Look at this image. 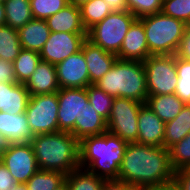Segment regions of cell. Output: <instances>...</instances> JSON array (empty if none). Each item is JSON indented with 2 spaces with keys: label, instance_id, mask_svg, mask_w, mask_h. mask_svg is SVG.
Returning <instances> with one entry per match:
<instances>
[{
  "label": "cell",
  "instance_id": "6da1fadb",
  "mask_svg": "<svg viewBox=\"0 0 190 190\" xmlns=\"http://www.w3.org/2000/svg\"><path fill=\"white\" fill-rule=\"evenodd\" d=\"M169 149L128 143L120 165L118 181L141 189L173 181Z\"/></svg>",
  "mask_w": 190,
  "mask_h": 190
},
{
  "label": "cell",
  "instance_id": "7a4b0ae2",
  "mask_svg": "<svg viewBox=\"0 0 190 190\" xmlns=\"http://www.w3.org/2000/svg\"><path fill=\"white\" fill-rule=\"evenodd\" d=\"M127 144L109 132L83 138L79 141L80 167L106 181L118 180Z\"/></svg>",
  "mask_w": 190,
  "mask_h": 190
},
{
  "label": "cell",
  "instance_id": "3957f363",
  "mask_svg": "<svg viewBox=\"0 0 190 190\" xmlns=\"http://www.w3.org/2000/svg\"><path fill=\"white\" fill-rule=\"evenodd\" d=\"M39 170L68 175L80 167L79 141L68 132L40 134L30 141Z\"/></svg>",
  "mask_w": 190,
  "mask_h": 190
},
{
  "label": "cell",
  "instance_id": "277c9868",
  "mask_svg": "<svg viewBox=\"0 0 190 190\" xmlns=\"http://www.w3.org/2000/svg\"><path fill=\"white\" fill-rule=\"evenodd\" d=\"M94 85L114 98H130L146 104L148 91L143 61L116 59Z\"/></svg>",
  "mask_w": 190,
  "mask_h": 190
},
{
  "label": "cell",
  "instance_id": "5b68a950",
  "mask_svg": "<svg viewBox=\"0 0 190 190\" xmlns=\"http://www.w3.org/2000/svg\"><path fill=\"white\" fill-rule=\"evenodd\" d=\"M151 55H175L186 29L185 22L162 12L139 18Z\"/></svg>",
  "mask_w": 190,
  "mask_h": 190
},
{
  "label": "cell",
  "instance_id": "8992f818",
  "mask_svg": "<svg viewBox=\"0 0 190 190\" xmlns=\"http://www.w3.org/2000/svg\"><path fill=\"white\" fill-rule=\"evenodd\" d=\"M136 19L129 11L112 12L88 30L87 39L103 50L117 55Z\"/></svg>",
  "mask_w": 190,
  "mask_h": 190
},
{
  "label": "cell",
  "instance_id": "52a82bcc",
  "mask_svg": "<svg viewBox=\"0 0 190 190\" xmlns=\"http://www.w3.org/2000/svg\"><path fill=\"white\" fill-rule=\"evenodd\" d=\"M143 66L148 96L175 93L178 82L176 55H150Z\"/></svg>",
  "mask_w": 190,
  "mask_h": 190
},
{
  "label": "cell",
  "instance_id": "ba28073f",
  "mask_svg": "<svg viewBox=\"0 0 190 190\" xmlns=\"http://www.w3.org/2000/svg\"><path fill=\"white\" fill-rule=\"evenodd\" d=\"M57 93L30 96L26 117L33 136L59 132Z\"/></svg>",
  "mask_w": 190,
  "mask_h": 190
},
{
  "label": "cell",
  "instance_id": "9c48e42d",
  "mask_svg": "<svg viewBox=\"0 0 190 190\" xmlns=\"http://www.w3.org/2000/svg\"><path fill=\"white\" fill-rule=\"evenodd\" d=\"M143 103L130 98H114L107 120V132L126 143H137L138 113Z\"/></svg>",
  "mask_w": 190,
  "mask_h": 190
},
{
  "label": "cell",
  "instance_id": "30bf717a",
  "mask_svg": "<svg viewBox=\"0 0 190 190\" xmlns=\"http://www.w3.org/2000/svg\"><path fill=\"white\" fill-rule=\"evenodd\" d=\"M0 160L17 183H26L39 170L30 142L8 144Z\"/></svg>",
  "mask_w": 190,
  "mask_h": 190
},
{
  "label": "cell",
  "instance_id": "8fae6325",
  "mask_svg": "<svg viewBox=\"0 0 190 190\" xmlns=\"http://www.w3.org/2000/svg\"><path fill=\"white\" fill-rule=\"evenodd\" d=\"M57 97L59 131L71 133L75 120H79L81 113L89 105L87 88H62L57 92Z\"/></svg>",
  "mask_w": 190,
  "mask_h": 190
},
{
  "label": "cell",
  "instance_id": "7c38bea8",
  "mask_svg": "<svg viewBox=\"0 0 190 190\" xmlns=\"http://www.w3.org/2000/svg\"><path fill=\"white\" fill-rule=\"evenodd\" d=\"M86 39L87 34L51 32L39 53L41 60L56 66L70 55L80 51Z\"/></svg>",
  "mask_w": 190,
  "mask_h": 190
},
{
  "label": "cell",
  "instance_id": "4fadbf2b",
  "mask_svg": "<svg viewBox=\"0 0 190 190\" xmlns=\"http://www.w3.org/2000/svg\"><path fill=\"white\" fill-rule=\"evenodd\" d=\"M56 71L60 89L87 88L90 85L87 62L82 49L58 63Z\"/></svg>",
  "mask_w": 190,
  "mask_h": 190
},
{
  "label": "cell",
  "instance_id": "5bb4252c",
  "mask_svg": "<svg viewBox=\"0 0 190 190\" xmlns=\"http://www.w3.org/2000/svg\"><path fill=\"white\" fill-rule=\"evenodd\" d=\"M165 123L146 105L138 113L137 143L164 147Z\"/></svg>",
  "mask_w": 190,
  "mask_h": 190
},
{
  "label": "cell",
  "instance_id": "9a60e30c",
  "mask_svg": "<svg viewBox=\"0 0 190 190\" xmlns=\"http://www.w3.org/2000/svg\"><path fill=\"white\" fill-rule=\"evenodd\" d=\"M150 55L144 25L139 19H136L122 42L117 58L145 61Z\"/></svg>",
  "mask_w": 190,
  "mask_h": 190
},
{
  "label": "cell",
  "instance_id": "2e32d148",
  "mask_svg": "<svg viewBox=\"0 0 190 190\" xmlns=\"http://www.w3.org/2000/svg\"><path fill=\"white\" fill-rule=\"evenodd\" d=\"M81 49L87 62L90 85L97 83L113 66L117 55L103 50L86 39Z\"/></svg>",
  "mask_w": 190,
  "mask_h": 190
},
{
  "label": "cell",
  "instance_id": "e0dca14e",
  "mask_svg": "<svg viewBox=\"0 0 190 190\" xmlns=\"http://www.w3.org/2000/svg\"><path fill=\"white\" fill-rule=\"evenodd\" d=\"M24 85L30 96L57 93L60 87L57 80L56 66L41 60Z\"/></svg>",
  "mask_w": 190,
  "mask_h": 190
},
{
  "label": "cell",
  "instance_id": "ac0fdd59",
  "mask_svg": "<svg viewBox=\"0 0 190 190\" xmlns=\"http://www.w3.org/2000/svg\"><path fill=\"white\" fill-rule=\"evenodd\" d=\"M0 134L8 144L30 142L33 137L25 113L14 115L0 111Z\"/></svg>",
  "mask_w": 190,
  "mask_h": 190
},
{
  "label": "cell",
  "instance_id": "d6986e66",
  "mask_svg": "<svg viewBox=\"0 0 190 190\" xmlns=\"http://www.w3.org/2000/svg\"><path fill=\"white\" fill-rule=\"evenodd\" d=\"M51 32L88 34L83 25L79 6L69 3L46 20Z\"/></svg>",
  "mask_w": 190,
  "mask_h": 190
},
{
  "label": "cell",
  "instance_id": "ffe728a7",
  "mask_svg": "<svg viewBox=\"0 0 190 190\" xmlns=\"http://www.w3.org/2000/svg\"><path fill=\"white\" fill-rule=\"evenodd\" d=\"M29 92L24 84L0 83V111L11 114L25 113Z\"/></svg>",
  "mask_w": 190,
  "mask_h": 190
},
{
  "label": "cell",
  "instance_id": "44dd1931",
  "mask_svg": "<svg viewBox=\"0 0 190 190\" xmlns=\"http://www.w3.org/2000/svg\"><path fill=\"white\" fill-rule=\"evenodd\" d=\"M50 29L45 20L32 19L18 29L22 49L39 52L50 36Z\"/></svg>",
  "mask_w": 190,
  "mask_h": 190
},
{
  "label": "cell",
  "instance_id": "7402d4cb",
  "mask_svg": "<svg viewBox=\"0 0 190 190\" xmlns=\"http://www.w3.org/2000/svg\"><path fill=\"white\" fill-rule=\"evenodd\" d=\"M107 132V120L99 115L89 103L81 113L79 120H75L71 134L81 141L83 138L101 135Z\"/></svg>",
  "mask_w": 190,
  "mask_h": 190
},
{
  "label": "cell",
  "instance_id": "603a6c76",
  "mask_svg": "<svg viewBox=\"0 0 190 190\" xmlns=\"http://www.w3.org/2000/svg\"><path fill=\"white\" fill-rule=\"evenodd\" d=\"M146 105L164 123L173 120L185 106L175 94L148 96Z\"/></svg>",
  "mask_w": 190,
  "mask_h": 190
},
{
  "label": "cell",
  "instance_id": "cb8c5ba5",
  "mask_svg": "<svg viewBox=\"0 0 190 190\" xmlns=\"http://www.w3.org/2000/svg\"><path fill=\"white\" fill-rule=\"evenodd\" d=\"M164 147L169 149L190 133V104L185 105L181 112L171 121L165 123Z\"/></svg>",
  "mask_w": 190,
  "mask_h": 190
},
{
  "label": "cell",
  "instance_id": "d4e9b609",
  "mask_svg": "<svg viewBox=\"0 0 190 190\" xmlns=\"http://www.w3.org/2000/svg\"><path fill=\"white\" fill-rule=\"evenodd\" d=\"M5 8V25L19 29L27 22L33 19L29 0H6Z\"/></svg>",
  "mask_w": 190,
  "mask_h": 190
},
{
  "label": "cell",
  "instance_id": "484cf974",
  "mask_svg": "<svg viewBox=\"0 0 190 190\" xmlns=\"http://www.w3.org/2000/svg\"><path fill=\"white\" fill-rule=\"evenodd\" d=\"M105 179L89 172L85 168H77L65 177L69 190H102Z\"/></svg>",
  "mask_w": 190,
  "mask_h": 190
},
{
  "label": "cell",
  "instance_id": "4316f807",
  "mask_svg": "<svg viewBox=\"0 0 190 190\" xmlns=\"http://www.w3.org/2000/svg\"><path fill=\"white\" fill-rule=\"evenodd\" d=\"M40 61L39 52L22 49L13 62L17 83L25 84Z\"/></svg>",
  "mask_w": 190,
  "mask_h": 190
},
{
  "label": "cell",
  "instance_id": "83f0119b",
  "mask_svg": "<svg viewBox=\"0 0 190 190\" xmlns=\"http://www.w3.org/2000/svg\"><path fill=\"white\" fill-rule=\"evenodd\" d=\"M21 50L18 30L7 25L0 26V58L13 63Z\"/></svg>",
  "mask_w": 190,
  "mask_h": 190
},
{
  "label": "cell",
  "instance_id": "f1b7e54d",
  "mask_svg": "<svg viewBox=\"0 0 190 190\" xmlns=\"http://www.w3.org/2000/svg\"><path fill=\"white\" fill-rule=\"evenodd\" d=\"M79 9L83 25L87 31L112 13L105 0H89L81 4Z\"/></svg>",
  "mask_w": 190,
  "mask_h": 190
},
{
  "label": "cell",
  "instance_id": "f546056e",
  "mask_svg": "<svg viewBox=\"0 0 190 190\" xmlns=\"http://www.w3.org/2000/svg\"><path fill=\"white\" fill-rule=\"evenodd\" d=\"M66 174L38 170L26 182L27 190H56L65 182Z\"/></svg>",
  "mask_w": 190,
  "mask_h": 190
},
{
  "label": "cell",
  "instance_id": "4dcf8cb0",
  "mask_svg": "<svg viewBox=\"0 0 190 190\" xmlns=\"http://www.w3.org/2000/svg\"><path fill=\"white\" fill-rule=\"evenodd\" d=\"M89 103L99 115L108 120L113 106L114 97L110 96L96 85L91 84L87 87Z\"/></svg>",
  "mask_w": 190,
  "mask_h": 190
},
{
  "label": "cell",
  "instance_id": "1f68e13d",
  "mask_svg": "<svg viewBox=\"0 0 190 190\" xmlns=\"http://www.w3.org/2000/svg\"><path fill=\"white\" fill-rule=\"evenodd\" d=\"M176 69L178 82L175 95L185 104H190V61L183 60L176 56Z\"/></svg>",
  "mask_w": 190,
  "mask_h": 190
},
{
  "label": "cell",
  "instance_id": "d6a6232c",
  "mask_svg": "<svg viewBox=\"0 0 190 190\" xmlns=\"http://www.w3.org/2000/svg\"><path fill=\"white\" fill-rule=\"evenodd\" d=\"M169 157L174 171L190 167V133L169 148Z\"/></svg>",
  "mask_w": 190,
  "mask_h": 190
},
{
  "label": "cell",
  "instance_id": "836d02e7",
  "mask_svg": "<svg viewBox=\"0 0 190 190\" xmlns=\"http://www.w3.org/2000/svg\"><path fill=\"white\" fill-rule=\"evenodd\" d=\"M33 19L46 20L66 5L69 0H29Z\"/></svg>",
  "mask_w": 190,
  "mask_h": 190
},
{
  "label": "cell",
  "instance_id": "e575fe53",
  "mask_svg": "<svg viewBox=\"0 0 190 190\" xmlns=\"http://www.w3.org/2000/svg\"><path fill=\"white\" fill-rule=\"evenodd\" d=\"M128 11L137 19L161 12L163 0H126Z\"/></svg>",
  "mask_w": 190,
  "mask_h": 190
},
{
  "label": "cell",
  "instance_id": "d590c367",
  "mask_svg": "<svg viewBox=\"0 0 190 190\" xmlns=\"http://www.w3.org/2000/svg\"><path fill=\"white\" fill-rule=\"evenodd\" d=\"M161 12L186 23L190 17V0H163Z\"/></svg>",
  "mask_w": 190,
  "mask_h": 190
},
{
  "label": "cell",
  "instance_id": "8d00e7d4",
  "mask_svg": "<svg viewBox=\"0 0 190 190\" xmlns=\"http://www.w3.org/2000/svg\"><path fill=\"white\" fill-rule=\"evenodd\" d=\"M0 83H17L12 62L0 58Z\"/></svg>",
  "mask_w": 190,
  "mask_h": 190
},
{
  "label": "cell",
  "instance_id": "74e56055",
  "mask_svg": "<svg viewBox=\"0 0 190 190\" xmlns=\"http://www.w3.org/2000/svg\"><path fill=\"white\" fill-rule=\"evenodd\" d=\"M173 181L179 190H190V167L174 171Z\"/></svg>",
  "mask_w": 190,
  "mask_h": 190
},
{
  "label": "cell",
  "instance_id": "f35d334b",
  "mask_svg": "<svg viewBox=\"0 0 190 190\" xmlns=\"http://www.w3.org/2000/svg\"><path fill=\"white\" fill-rule=\"evenodd\" d=\"M175 55L178 58L190 61V30L185 29L184 36L180 41L179 47Z\"/></svg>",
  "mask_w": 190,
  "mask_h": 190
},
{
  "label": "cell",
  "instance_id": "ab89813d",
  "mask_svg": "<svg viewBox=\"0 0 190 190\" xmlns=\"http://www.w3.org/2000/svg\"><path fill=\"white\" fill-rule=\"evenodd\" d=\"M16 183L12 174L0 160V190H10Z\"/></svg>",
  "mask_w": 190,
  "mask_h": 190
},
{
  "label": "cell",
  "instance_id": "60d3db41",
  "mask_svg": "<svg viewBox=\"0 0 190 190\" xmlns=\"http://www.w3.org/2000/svg\"><path fill=\"white\" fill-rule=\"evenodd\" d=\"M102 190H139L135 186L118 180L105 181Z\"/></svg>",
  "mask_w": 190,
  "mask_h": 190
},
{
  "label": "cell",
  "instance_id": "b9f144b4",
  "mask_svg": "<svg viewBox=\"0 0 190 190\" xmlns=\"http://www.w3.org/2000/svg\"><path fill=\"white\" fill-rule=\"evenodd\" d=\"M105 2L109 5L112 12L128 11L126 0H105Z\"/></svg>",
  "mask_w": 190,
  "mask_h": 190
},
{
  "label": "cell",
  "instance_id": "7bdbcfd3",
  "mask_svg": "<svg viewBox=\"0 0 190 190\" xmlns=\"http://www.w3.org/2000/svg\"><path fill=\"white\" fill-rule=\"evenodd\" d=\"M139 190H179V189L177 185L175 184V182L171 181V182L160 184V185L147 186Z\"/></svg>",
  "mask_w": 190,
  "mask_h": 190
},
{
  "label": "cell",
  "instance_id": "ee69618b",
  "mask_svg": "<svg viewBox=\"0 0 190 190\" xmlns=\"http://www.w3.org/2000/svg\"><path fill=\"white\" fill-rule=\"evenodd\" d=\"M6 15H5V8L4 3L0 2V26L5 25Z\"/></svg>",
  "mask_w": 190,
  "mask_h": 190
},
{
  "label": "cell",
  "instance_id": "f6af8a7d",
  "mask_svg": "<svg viewBox=\"0 0 190 190\" xmlns=\"http://www.w3.org/2000/svg\"><path fill=\"white\" fill-rule=\"evenodd\" d=\"M8 143L6 139L0 134V157L2 153L6 150Z\"/></svg>",
  "mask_w": 190,
  "mask_h": 190
},
{
  "label": "cell",
  "instance_id": "bcb514c9",
  "mask_svg": "<svg viewBox=\"0 0 190 190\" xmlns=\"http://www.w3.org/2000/svg\"><path fill=\"white\" fill-rule=\"evenodd\" d=\"M10 190H27L26 183H16L12 185Z\"/></svg>",
  "mask_w": 190,
  "mask_h": 190
},
{
  "label": "cell",
  "instance_id": "7dc6e473",
  "mask_svg": "<svg viewBox=\"0 0 190 190\" xmlns=\"http://www.w3.org/2000/svg\"><path fill=\"white\" fill-rule=\"evenodd\" d=\"M89 0H69V3H72L73 5L80 6L84 2H87Z\"/></svg>",
  "mask_w": 190,
  "mask_h": 190
},
{
  "label": "cell",
  "instance_id": "c3c4849f",
  "mask_svg": "<svg viewBox=\"0 0 190 190\" xmlns=\"http://www.w3.org/2000/svg\"><path fill=\"white\" fill-rule=\"evenodd\" d=\"M56 190H69L67 187L66 182H64L60 187H58Z\"/></svg>",
  "mask_w": 190,
  "mask_h": 190
},
{
  "label": "cell",
  "instance_id": "681fc988",
  "mask_svg": "<svg viewBox=\"0 0 190 190\" xmlns=\"http://www.w3.org/2000/svg\"><path fill=\"white\" fill-rule=\"evenodd\" d=\"M185 25H186V29L190 30V17H189V19L186 21Z\"/></svg>",
  "mask_w": 190,
  "mask_h": 190
}]
</instances>
